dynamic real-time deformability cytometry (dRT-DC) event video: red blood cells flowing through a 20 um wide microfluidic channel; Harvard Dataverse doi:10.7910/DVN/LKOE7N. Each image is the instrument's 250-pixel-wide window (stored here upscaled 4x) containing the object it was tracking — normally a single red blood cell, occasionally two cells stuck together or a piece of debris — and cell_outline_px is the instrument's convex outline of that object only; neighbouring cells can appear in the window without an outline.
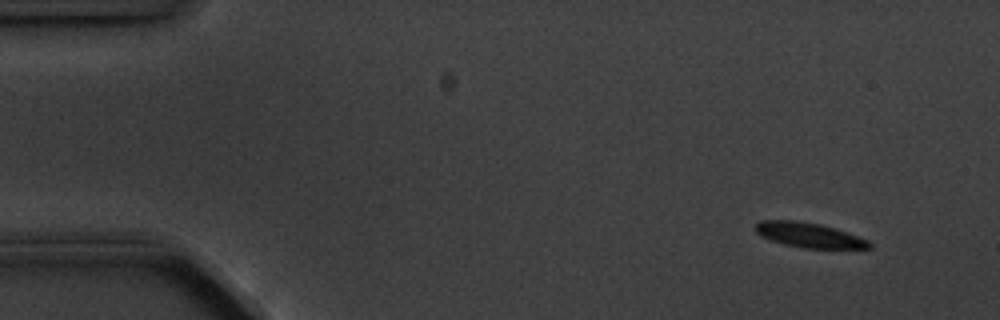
{"species": "common noctule bat (a hibernating species)", "species_latin": "Nyctalus noctula", "temperature_condition": "cold", "stored_images_in_passage": 9, "camera_frame_rate_fps": 3000, "um_per_image_px": 0.085, "animal": {"sex": "male", "body_mass_g": 20.1, "forearm_length_mm": 53.5}, "frame": {"image": 1, "passage_image": 1, "time_ms": 0.0, "image_size_px": [1000, 320], "cell_outline_px": [[872, 248], [804, 248], [784, 244], [760, 236], [752, 228], [760, 220], [796, 220], [820, 224], [836, 228], [848, 232], [868, 240], [872, 244]], "centroid_in_image_um": [68.75, 19.97], "position_along_channel_um": 16.3, "area_um2": 16.59}}
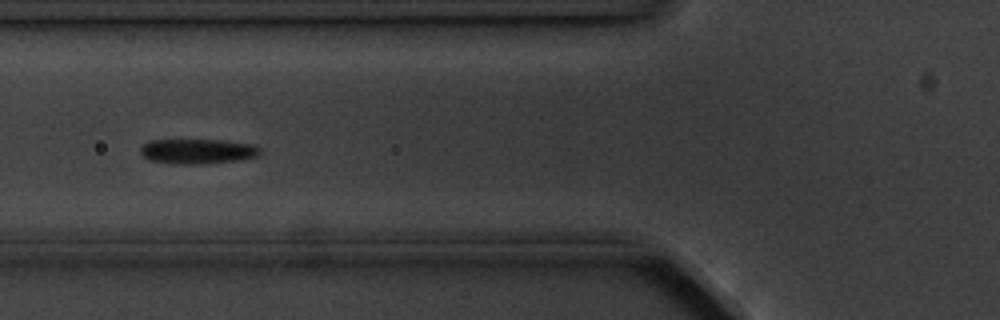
{"frame": {"image": 2, "passage_image": 6, "time_ms": 5.333, "image_size_px": [1000, 320], "cell_outline_px": [[260, 152], [256, 156], [240, 160], [200, 164], [172, 164], [148, 160], [140, 152], [140, 148], [148, 140], [224, 140], [252, 144], [260, 148]], "centroid_in_image_um": [16.77, 12.86], "position_along_channel_um": 109.0, "area_um2": 17.46}}
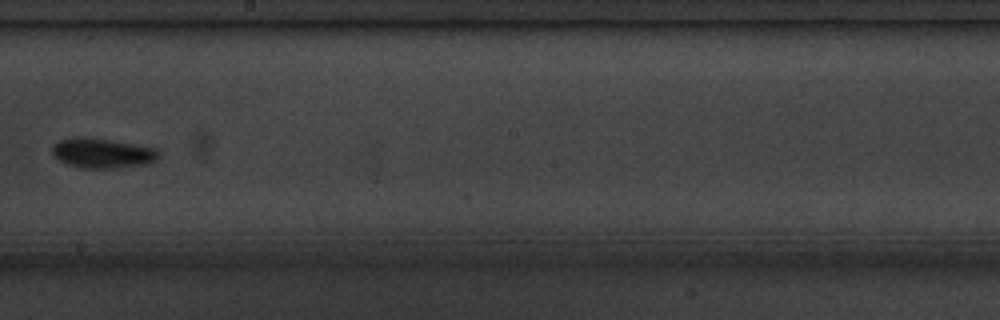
{"frame": {"image": 3, "passage_image": 9, "time_ms": 9.0, "image_size_px": [1000, 320], "cell_outline_px": [[160, 156], [156, 160], [148, 164], [116, 168], [80, 168], [68, 164], [52, 156], [52, 144], [60, 140], [76, 136], [80, 136], [108, 140], [156, 148], [160, 152]], "centroid_in_image_um": [8.69, 13.02], "position_along_channel_um": 239.5, "area_um2": 18.61}}